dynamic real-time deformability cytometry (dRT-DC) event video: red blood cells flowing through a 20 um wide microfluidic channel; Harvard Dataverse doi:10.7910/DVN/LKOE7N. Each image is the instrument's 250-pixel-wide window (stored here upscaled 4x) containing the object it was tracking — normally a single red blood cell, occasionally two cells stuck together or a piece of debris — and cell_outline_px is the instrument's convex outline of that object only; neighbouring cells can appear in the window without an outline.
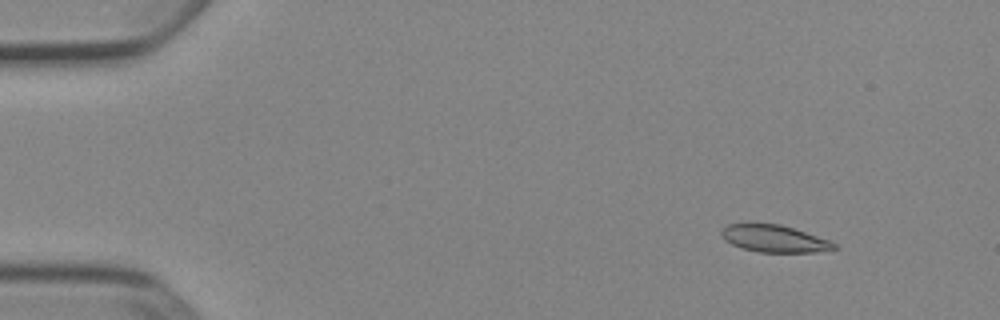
{"species": "Egyptian fruit bat (a non-hibernating species)", "species_latin": "Rousettus aegyptiacus", "temperature_condition": "cold", "stored_images_in_passage": 49, "camera_frame_rate_fps": 3000, "um_per_image_px": 0.085, "animal": {"sex": "female"}, "frame": {"image": 1, "passage_image": 3, "time_ms": 0.667, "image_size_px": [1000, 320], "cell_outline_px": [[840, 248], [816, 252], [760, 252], [740, 248], [724, 240], [720, 236], [720, 232], [728, 224], [780, 224], [832, 240]], "centroid_in_image_um": [65.85, 20.29], "position_along_channel_um": 19.2, "area_um2": 17.92}}
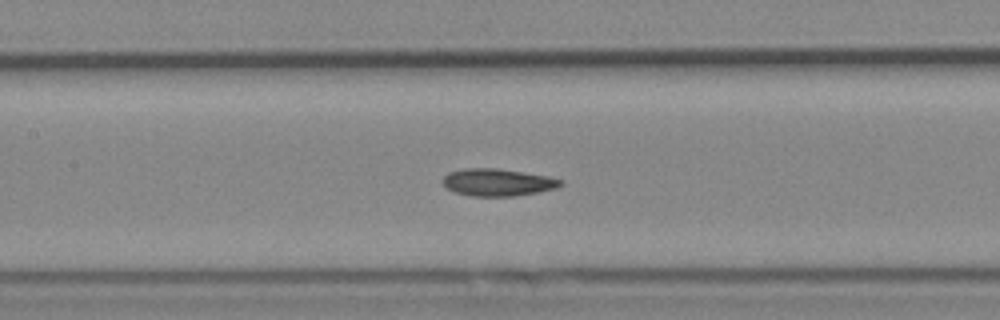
{"frame": {"image": 2, "passage_image": 22, "time_ms": 7.0, "image_size_px": [1000, 320], "cell_outline_px": [[564, 184], [556, 188], [540, 192], [516, 196], [468, 196], [456, 192], [448, 188], [444, 184], [444, 176], [448, 172], [468, 168], [496, 168], [548, 176], [564, 180]], "centroid_in_image_um": [42.35, 15.5], "position_along_channel_um": 165.0, "area_um2": 18.73}}
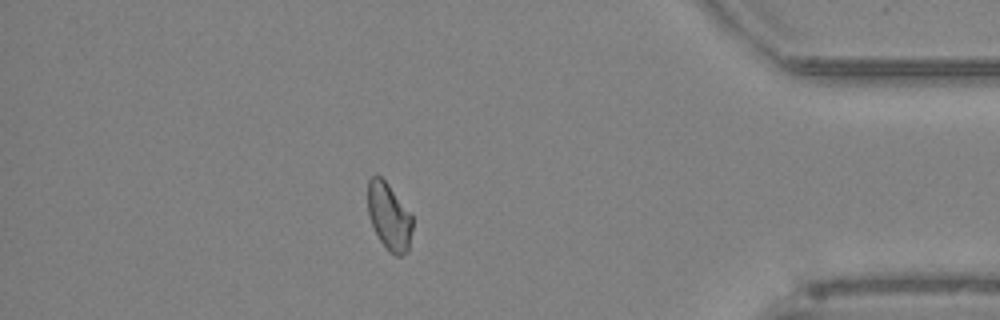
{"frame": {"image": 3, "passage_image": 43, "time_ms": 14.0, "image_size_px": [1000, 320], "cell_outline_px": [[412, 228], [408, 252], [400, 256], [396, 256], [388, 252], [380, 240], [368, 216], [368, 180], [372, 176], [380, 176], [388, 184], [412, 216]], "centroid_in_image_um": [33.07, 18.44], "position_along_channel_um": 402.1, "area_um2": 17.28}, "authors_computed_cell_mechanics": {"area_um2": 18.3804, "velocity_mm_per_s": 3.9032, "shape_relaxation_time_tau1_ms": null, "shape_relaxation_time_tau2_ms": 1.7704, "deformation_change_tau1": null, "deformation_change_tau2": 0.0577}}